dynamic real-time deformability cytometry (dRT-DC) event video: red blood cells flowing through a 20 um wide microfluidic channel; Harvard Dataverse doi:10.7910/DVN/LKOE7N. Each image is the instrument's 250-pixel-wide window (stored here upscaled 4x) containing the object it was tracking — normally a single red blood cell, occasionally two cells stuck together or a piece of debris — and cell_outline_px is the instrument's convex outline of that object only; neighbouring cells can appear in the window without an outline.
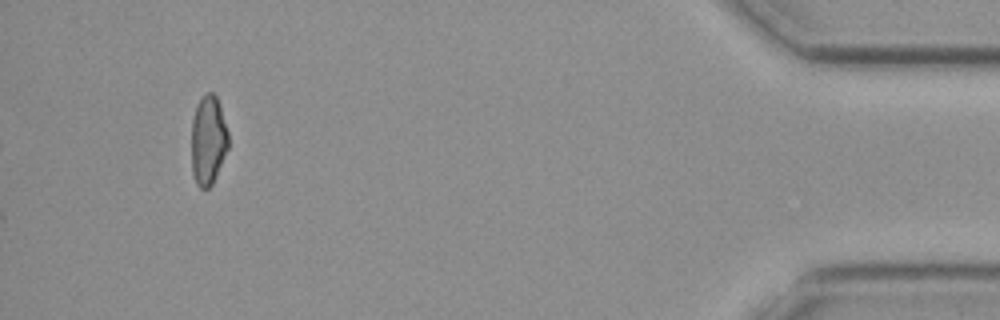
{"species": "common noctule bat (a hibernating species)", "species_latin": "Nyctalus noctula", "temperature_condition": "cold", "stored_images_in_passage": 42, "camera_frame_rate_fps": 3000, "um_per_image_px": 0.085, "animal": {"sex": "female", "body_mass_g": 19.3, "forearm_length_mm": 54.1}, "frame": {"image": 1, "passage_image": 42, "time_ms": 13.667, "image_size_px": [1000, 320], "cell_outline_px": [[228, 148], [212, 184], [208, 188], [200, 188], [196, 184], [192, 172], [192, 120], [196, 108], [200, 100], [208, 92], [212, 92], [216, 96], [220, 104], [228, 132]], "centroid_in_image_um": [17.7, 11.93], "position_along_channel_um": 417.5, "area_um2": 19.02}}